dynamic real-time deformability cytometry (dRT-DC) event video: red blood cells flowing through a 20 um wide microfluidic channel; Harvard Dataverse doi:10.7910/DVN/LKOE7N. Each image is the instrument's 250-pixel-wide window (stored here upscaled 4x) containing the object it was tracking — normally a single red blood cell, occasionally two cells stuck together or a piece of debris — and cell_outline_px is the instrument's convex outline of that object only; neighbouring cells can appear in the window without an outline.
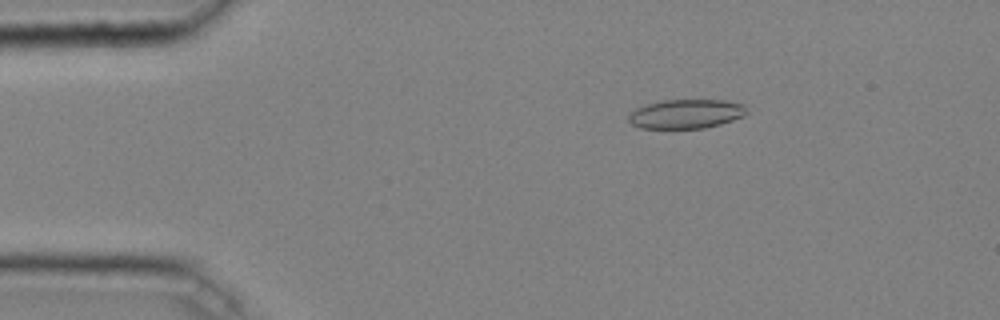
{"species": "common noctule bat (a hibernating species)", "species_latin": "Nyctalus noctula", "temperature_condition": "cold", "stored_images_in_passage": 36, "camera_frame_rate_fps": 3000, "um_per_image_px": 0.085, "animal": {"sex": "male", "body_mass_g": 20.4}, "frame": {"image": 1, "passage_image": 1, "time_ms": 0.0, "image_size_px": [1000, 320], "cell_outline_px": [[748, 112], [744, 116], [720, 124], [704, 128], [640, 128], [632, 124], [628, 120], [628, 116], [636, 108], [644, 104], [664, 100], [724, 100], [744, 104]], "centroid_in_image_um": [58.32, 9.67], "position_along_channel_um": 26.7, "area_um2": 20.11}}
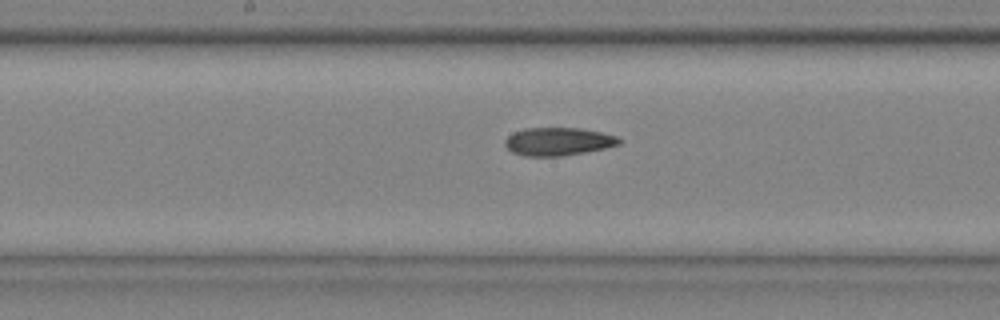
{"frame": {"image": 2, "passage_image": 18, "time_ms": 5.667, "image_size_px": [1000, 320], "cell_outline_px": [[624, 140], [620, 144], [604, 148], [584, 152], [560, 156], [524, 156], [512, 152], [504, 144], [504, 140], [512, 132], [524, 128], [580, 128], [600, 132], [616, 136]], "centroid_in_image_um": [47.42, 12.02], "position_along_channel_um": 200.8, "area_um2": 18.67}}
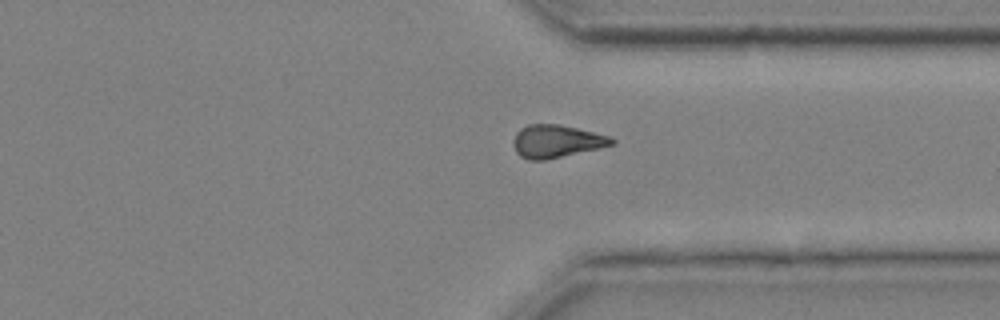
{"frame": {"image": 3, "passage_image": 30, "time_ms": 9.667, "image_size_px": [1000, 320], "cell_outline_px": [[616, 144], [544, 160], [528, 160], [520, 156], [516, 152], [512, 144], [512, 140], [516, 132], [520, 128], [528, 124], [560, 124], [612, 136], [616, 140]], "centroid_in_image_um": [47.29, 12.0], "position_along_channel_um": 364.1, "area_um2": 18.96}, "authors_computed_cell_mechanics": {"area_um2": 18.8139, "velocity_mm_per_s": 4.0698, "shape_relaxation_time_tau1_ms": null, "shape_relaxation_time_tau2_ms": 6.5843, "deformation_change_tau1": null, "deformation_change_tau2": 0.1613}}